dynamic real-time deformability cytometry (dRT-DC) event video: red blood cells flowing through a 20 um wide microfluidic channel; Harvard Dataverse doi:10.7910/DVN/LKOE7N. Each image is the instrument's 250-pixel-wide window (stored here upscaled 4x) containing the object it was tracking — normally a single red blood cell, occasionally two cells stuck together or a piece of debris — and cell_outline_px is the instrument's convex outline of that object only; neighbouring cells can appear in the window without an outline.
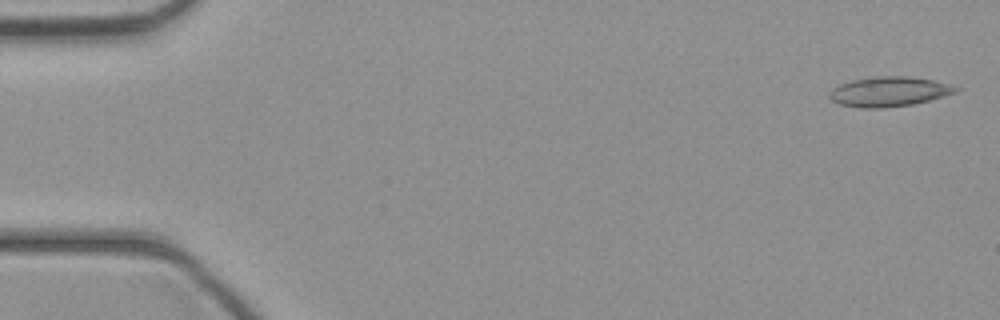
{"species": "common noctule bat (a hibernating species)", "species_latin": "Nyctalus noctula", "temperature_condition": "cold", "stored_images_in_passage": 43, "camera_frame_rate_fps": 3000, "um_per_image_px": 0.085, "animal": {"sex": "female", "body_mass_g": 21.9}, "frame": {"image": 1, "passage_image": 1, "time_ms": 0.0, "image_size_px": [1000, 320], "cell_outline_px": [[960, 88], [956, 92], [928, 100], [912, 104], [884, 108], [860, 108], [840, 104], [832, 100], [828, 96], [828, 92], [832, 88], [840, 84], [852, 80], [876, 76], [908, 76], [932, 80], [948, 84]], "centroid_in_image_um": [75.51, 7.79], "position_along_channel_um": 9.5, "area_um2": 21.79}}
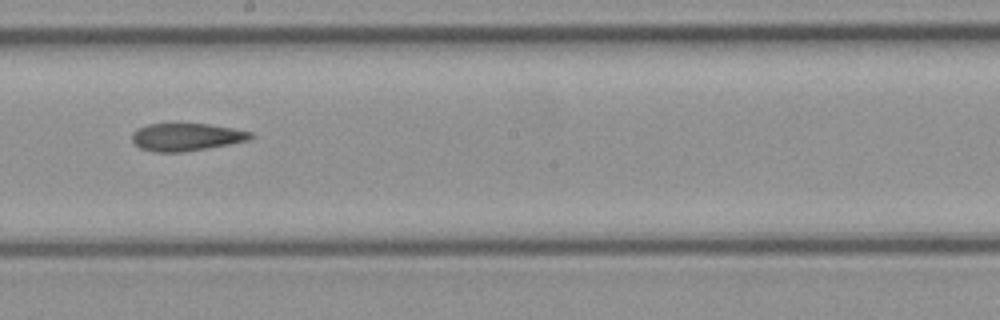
{"frame": {"image": 2, "passage_image": 24, "time_ms": 7.667, "image_size_px": [1000, 320], "cell_outline_px": [[256, 136], [248, 140], [208, 148], [184, 152], [152, 152], [140, 148], [132, 140], [132, 132], [148, 124], [208, 124], [232, 128], [252, 132]], "centroid_in_image_um": [15.85, 11.65], "position_along_channel_um": 232.4, "area_um2": 19.02}}
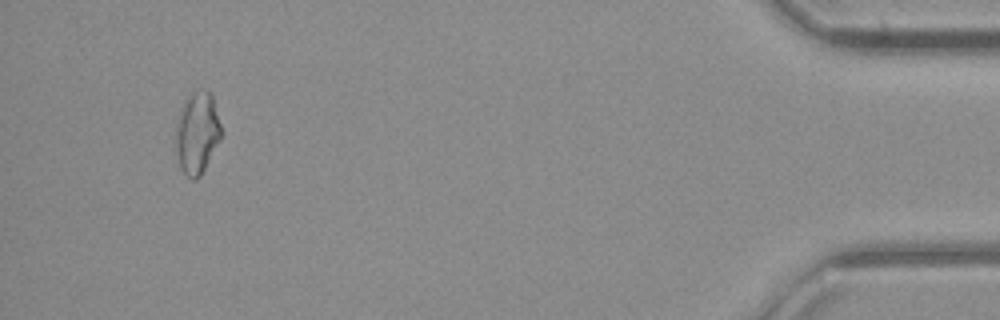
{"frame": {"image": 3, "passage_image": 41, "time_ms": 13.333, "image_size_px": [1000, 320], "cell_outline_px": [[224, 132], [220, 140], [200, 176], [196, 180], [192, 180], [180, 168], [176, 144], [176, 120], [180, 108], [184, 100], [188, 96], [200, 88], [208, 88], [212, 92]], "centroid_in_image_um": [16.79, 11.22], "position_along_channel_um": 418.4, "area_um2": 22.2}}